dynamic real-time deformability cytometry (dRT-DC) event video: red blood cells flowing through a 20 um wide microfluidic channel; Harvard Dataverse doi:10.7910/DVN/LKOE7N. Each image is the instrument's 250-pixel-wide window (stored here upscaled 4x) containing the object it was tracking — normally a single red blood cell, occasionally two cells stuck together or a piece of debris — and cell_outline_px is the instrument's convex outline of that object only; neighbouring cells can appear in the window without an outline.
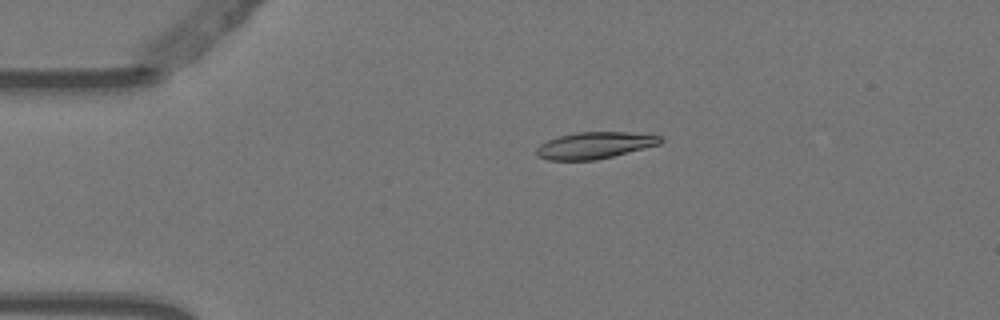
{"species": "Egyptian fruit bat (a non-hibernating species)", "species_latin": "Rousettus aegyptiacus", "temperature_condition": "warm", "stored_images_in_passage": 2, "camera_frame_rate_fps": 3000, "um_per_image_px": 0.085, "animal": {"sex": "female"}, "frame": {"image": 1, "passage_image": 1, "time_ms": 0.0, "image_size_px": [1000, 320], "cell_outline_px": [[664, 140], [660, 144], [596, 160], [548, 160], [536, 156], [536, 148], [540, 144], [548, 140], [560, 136], [576, 132], [628, 132], [660, 136]], "centroid_in_image_um": [50.52, 12.35], "position_along_channel_um": 34.5, "area_um2": 19.13}}